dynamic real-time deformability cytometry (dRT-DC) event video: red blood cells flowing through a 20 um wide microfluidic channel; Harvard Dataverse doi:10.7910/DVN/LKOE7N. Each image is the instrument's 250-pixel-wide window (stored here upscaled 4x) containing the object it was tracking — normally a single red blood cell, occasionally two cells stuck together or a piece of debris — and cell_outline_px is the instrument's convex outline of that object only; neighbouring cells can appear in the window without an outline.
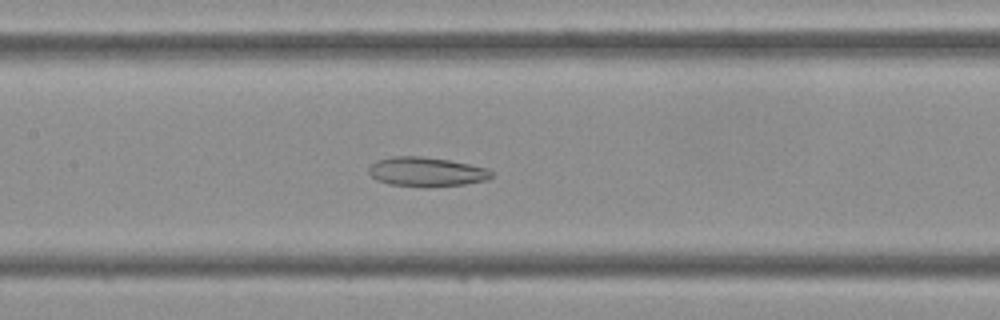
{"species": "Egyptian fruit bat (a non-hibernating species)", "species_latin": "Rousettus aegyptiacus", "temperature_condition": "cold", "stored_images_in_passage": 40, "camera_frame_rate_fps": 3000, "um_per_image_px": 0.085, "frame": {"image": 1, "passage_image": 16, "time_ms": 5.0, "image_size_px": [1000, 320], "cell_outline_px": [[492, 176], [488, 180], [464, 184], [428, 188], [424, 188], [388, 184], [376, 180], [368, 172], [368, 168], [376, 160], [392, 156], [420, 156], [448, 160], [488, 168], [492, 172]], "centroid_in_image_um": [36.22, 14.62], "position_along_channel_um": 171.2, "area_um2": 21.27}}
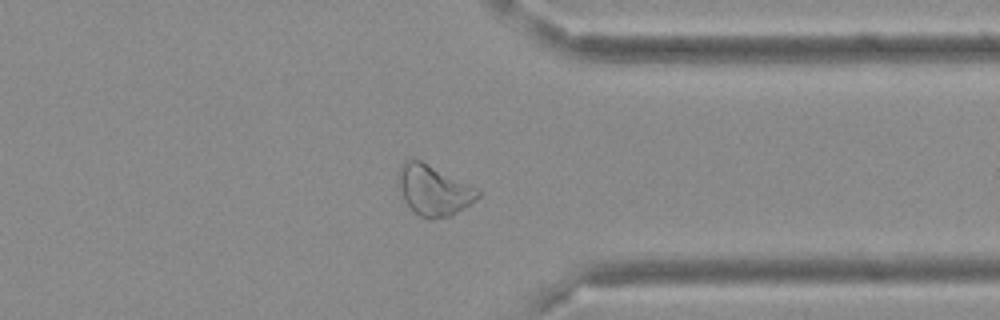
{"frame": {"image": 2, "passage_image": 30, "time_ms": 9.667, "image_size_px": [1000, 320], "cell_outline_px": [[480, 196], [476, 200], [464, 208], [448, 216], [432, 220], [420, 216], [404, 200], [400, 188], [400, 164], [408, 160], [420, 160], [476, 188], [480, 192]], "centroid_in_image_um": [36.88, 16.19], "position_along_channel_um": 374.5, "area_um2": 22.54}}
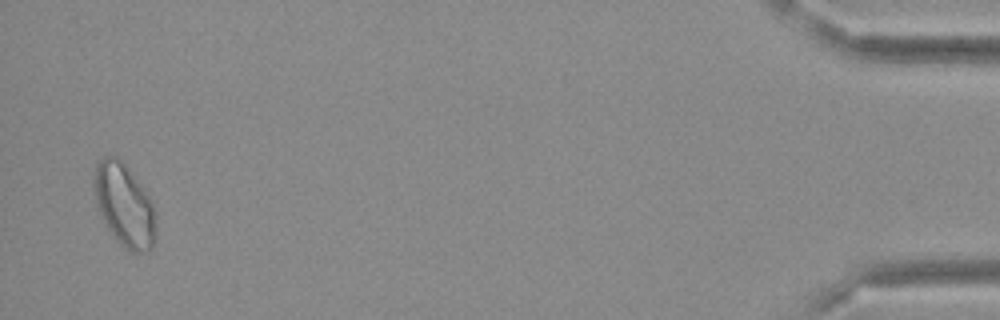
{"frame": {"image": 3, "passage_image": 39, "time_ms": 12.667, "image_size_px": [1000, 320], "cell_outline_px": [[156, 240], [152, 248], [148, 252], [132, 252], [120, 244], [116, 240], [108, 228], [96, 204], [92, 184], [92, 176], [96, 160], [104, 156], [116, 156], [124, 160], [148, 192], [156, 212]], "centroid_in_image_um": [10.58, 17.37], "position_along_channel_um": 424.6, "area_um2": 30.92}}